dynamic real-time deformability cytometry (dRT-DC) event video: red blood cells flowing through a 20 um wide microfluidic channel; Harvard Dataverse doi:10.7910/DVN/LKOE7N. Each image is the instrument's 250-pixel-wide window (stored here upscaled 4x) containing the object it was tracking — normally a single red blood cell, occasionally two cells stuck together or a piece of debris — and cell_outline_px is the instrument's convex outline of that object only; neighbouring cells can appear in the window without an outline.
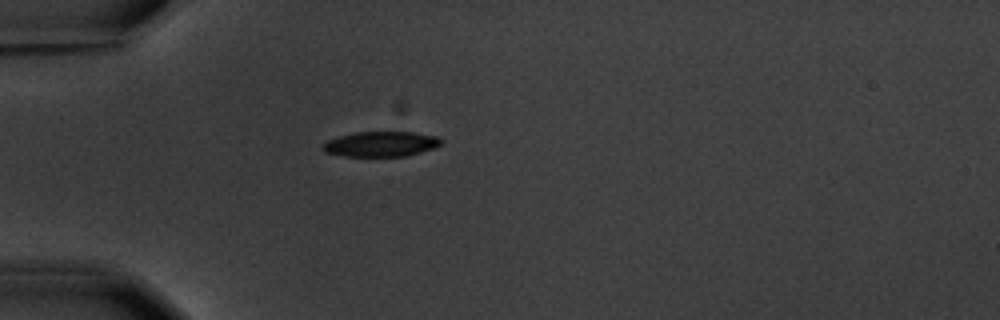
{"species": "common noctule bat (a hibernating species)", "species_latin": "Nyctalus noctula", "temperature_condition": "warm", "stored_images_in_passage": 4, "camera_frame_rate_fps": 3000, "um_per_image_px": 0.085, "animal": {"sex": "male", "body_mass_g": 20.1, "forearm_length_mm": 53.5}, "frame": {"image": 1, "passage_image": 4, "time_ms": 3.667, "image_size_px": [1000, 320], "cell_outline_px": [[444, 140], [440, 144], [432, 148], [420, 152], [404, 156], [344, 156], [324, 152], [320, 148], [320, 144], [328, 140], [340, 136], [356, 132], [412, 132], [440, 136]], "centroid_in_image_um": [32.35, 12.24], "position_along_channel_um": 52.6, "area_um2": 17.4}}